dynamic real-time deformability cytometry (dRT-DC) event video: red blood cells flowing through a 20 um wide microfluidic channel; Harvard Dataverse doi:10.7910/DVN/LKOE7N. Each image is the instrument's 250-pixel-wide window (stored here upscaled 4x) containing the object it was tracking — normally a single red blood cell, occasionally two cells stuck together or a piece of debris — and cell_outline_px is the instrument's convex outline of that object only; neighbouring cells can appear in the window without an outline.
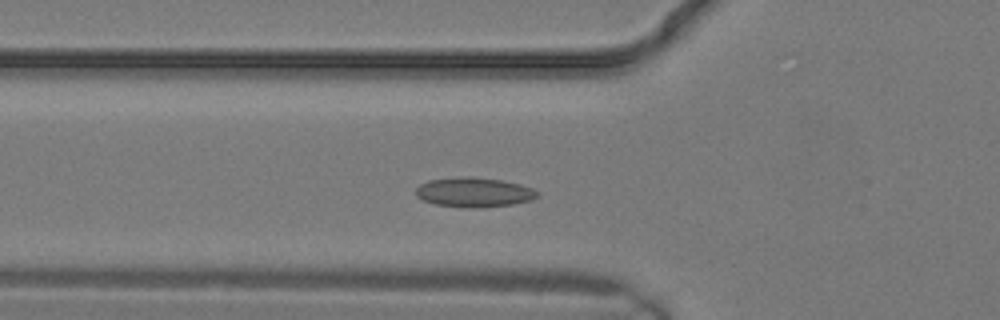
{"species": "common noctule bat (a hibernating species)", "species_latin": "Nyctalus noctula", "temperature_condition": "warm", "stored_images_in_passage": 7, "camera_frame_rate_fps": 3000, "um_per_image_px": 0.085, "animal": {"sex": "male", "body_mass_g": 19.2, "forearm_length_mm": 51.8}, "frame": {"image": 1, "passage_image": 7, "time_ms": 2.0, "image_size_px": [1000, 320], "cell_outline_px": [[536, 196], [532, 200], [512, 204], [480, 208], [468, 208], [436, 204], [424, 200], [416, 196], [416, 188], [420, 184], [428, 180], [464, 176], [500, 180], [520, 184], [532, 188], [536, 192]], "centroid_in_image_um": [40.26, 16.35], "position_along_channel_um": 85.5, "area_um2": 20.75}}